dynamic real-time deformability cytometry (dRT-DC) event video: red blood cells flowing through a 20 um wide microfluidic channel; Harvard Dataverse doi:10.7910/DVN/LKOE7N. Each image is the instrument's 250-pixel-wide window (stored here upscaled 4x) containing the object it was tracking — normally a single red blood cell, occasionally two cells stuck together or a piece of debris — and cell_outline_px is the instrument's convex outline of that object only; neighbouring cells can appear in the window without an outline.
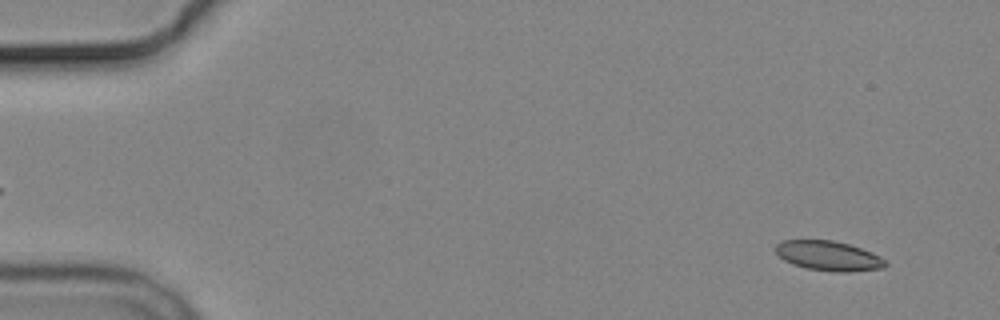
{"species": "common noctule bat (a hibernating species)", "species_latin": "Nyctalus noctula", "temperature_condition": "cold", "stored_images_in_passage": 2, "segment_of_instrument_passage": [2, 2], "camera_frame_rate_fps": 3000, "um_per_image_px": 0.085, "animal": {"sex": "male", "body_mass_g": 19.2, "forearm_length_mm": 51.8}, "frame": {"image": 1, "passage_image": 2, "time_ms": 2.0, "image_size_px": [1000, 320], "cell_outline_px": [[888, 264], [884, 268], [848, 272], [836, 272], [808, 268], [792, 264], [784, 260], [776, 252], [776, 244], [780, 240], [832, 240], [848, 244], [872, 252], [888, 260]], "centroid_in_image_um": [70.46, 21.74], "position_along_channel_um": 14.5, "area_um2": 19.07}}